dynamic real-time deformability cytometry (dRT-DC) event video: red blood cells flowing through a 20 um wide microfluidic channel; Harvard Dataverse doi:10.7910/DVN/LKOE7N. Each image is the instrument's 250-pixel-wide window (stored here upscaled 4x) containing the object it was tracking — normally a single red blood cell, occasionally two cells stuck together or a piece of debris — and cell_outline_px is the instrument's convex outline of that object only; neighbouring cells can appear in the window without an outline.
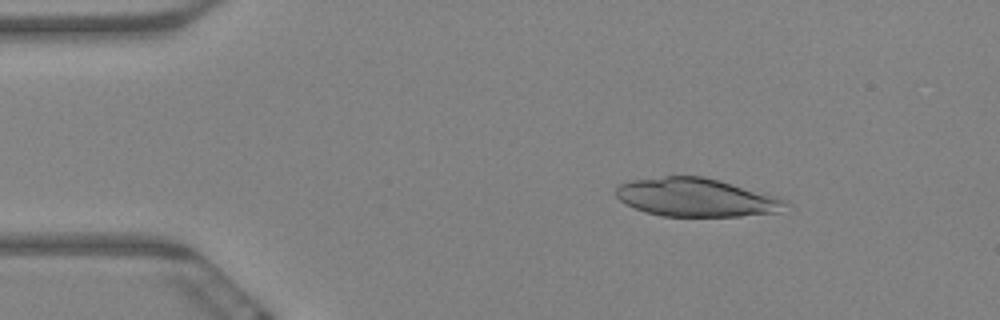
{"species": "Egyptian fruit bat (a non-hibernating species)", "species_latin": "Rousettus aegyptiacus", "temperature_condition": "warm", "stored_images_in_passage": 4, "camera_frame_rate_fps": 3000, "um_per_image_px": 0.085, "animal": {"sex": "female"}, "frame": {"image": 1, "passage_image": 2, "time_ms": 0.333, "image_size_px": [1000, 320], "cell_outline_px": [[792, 204], [776, 212], [740, 216], [660, 216], [644, 212], [620, 200], [616, 196], [616, 188], [620, 184], [628, 180], [664, 176], [704, 176], [720, 180], [776, 196], [788, 200]], "centroid_in_image_um": [59.18, 16.77], "position_along_channel_um": 25.8, "area_um2": 38.03}}